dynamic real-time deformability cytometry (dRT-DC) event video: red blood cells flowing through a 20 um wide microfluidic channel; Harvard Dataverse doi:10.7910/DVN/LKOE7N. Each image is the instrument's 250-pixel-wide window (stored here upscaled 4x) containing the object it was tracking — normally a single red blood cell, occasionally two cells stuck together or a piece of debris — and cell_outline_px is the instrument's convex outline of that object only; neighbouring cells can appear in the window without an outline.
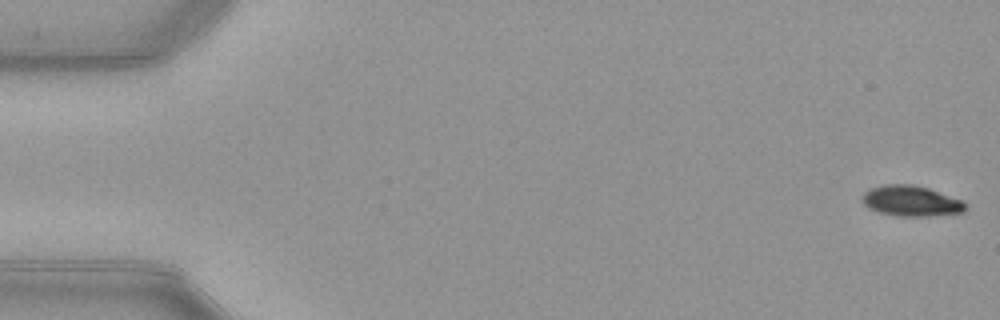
{"species": "common noctule bat (a hibernating species)", "species_latin": "Nyctalus noctula", "temperature_condition": "warm", "stored_images_in_passage": 52, "camera_frame_rate_fps": 3000, "um_per_image_px": 0.085, "animal": {"sex": "female", "body_mass_g": 21.9}, "frame": {"image": 1, "passage_image": 1, "time_ms": 0.0, "image_size_px": [1000, 320], "cell_outline_px": [[964, 212], [928, 216], [896, 216], [880, 212], [868, 208], [860, 200], [860, 196], [864, 192], [872, 188], [884, 184], [912, 184], [928, 188], [960, 200], [964, 204]], "centroid_in_image_um": [77.36, 17.08], "position_along_channel_um": 7.6, "area_um2": 18.21}}
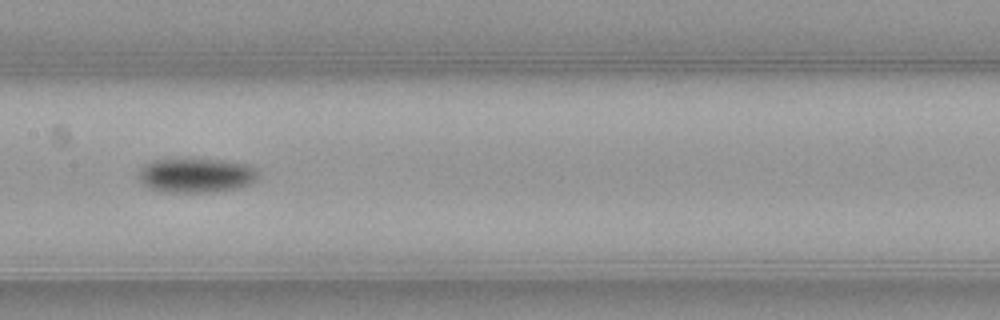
{"frame": {"image": 2, "passage_image": 26, "time_ms": 8.333, "image_size_px": [1000, 320], "cell_outline_px": [[256, 180], [240, 188], [208, 192], [160, 192], [144, 184], [140, 180], [140, 172], [152, 160], [224, 160], [248, 164], [256, 172]], "centroid_in_image_um": [16.7, 14.92], "position_along_channel_um": 190.7, "area_um2": 23.35}}
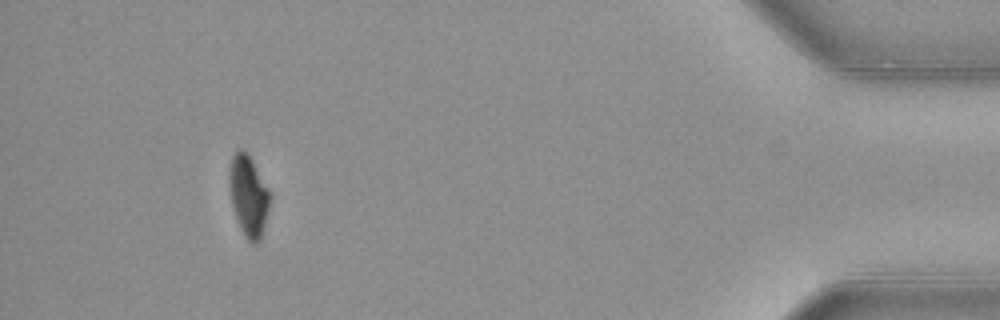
{"frame": {"image": 3, "passage_image": 48, "time_ms": 15.667, "image_size_px": [1000, 320], "cell_outline_px": [[268, 208], [264, 228], [260, 240], [256, 244], [252, 244], [244, 236], [236, 220], [232, 204], [228, 180], [228, 168], [232, 156], [240, 148], [244, 148], [248, 152], [268, 188]], "centroid_in_image_um": [21.08, 16.62], "position_along_channel_um": 414.1, "area_um2": 19.19}, "authors_computed_cell_mechanics": {"area_um2": 20.8658, "velocity_mm_per_s": 3.9877, "shape_relaxation_time_tau1_ms": 3.0498, "shape_relaxation_time_tau2_ms": null, "deformation_change_tau1": 0.129, "deformation_change_tau2": null}}